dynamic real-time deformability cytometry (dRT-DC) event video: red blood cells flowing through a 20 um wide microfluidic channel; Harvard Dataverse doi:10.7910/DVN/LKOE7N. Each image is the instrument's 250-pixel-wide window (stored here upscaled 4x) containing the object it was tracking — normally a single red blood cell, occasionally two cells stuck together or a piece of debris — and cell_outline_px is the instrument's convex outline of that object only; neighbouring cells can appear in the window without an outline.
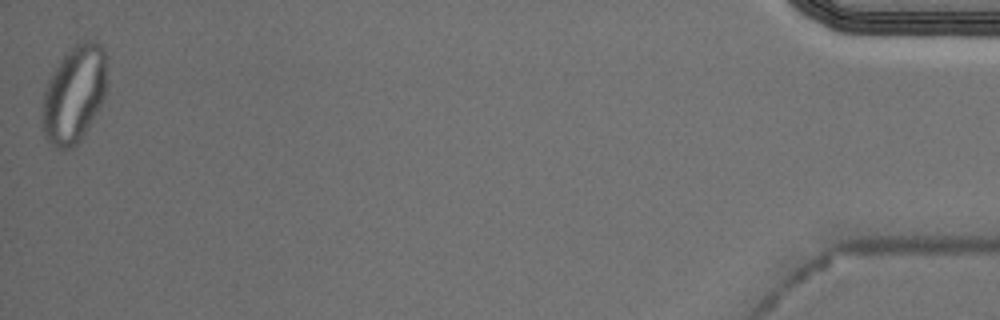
{"species": "Egyptian fruit bat (a non-hibernating species)", "species_latin": "Rousettus aegyptiacus", "temperature_condition": "cold", "stored_images_in_passage": 54, "camera_frame_rate_fps": 3000, "um_per_image_px": 0.085, "animal": {"sex": "male"}, "frame": {"image": 1, "passage_image": 54, "time_ms": 17.667, "image_size_px": [1000, 320], "cell_outline_px": [[108, 80], [104, 96], [84, 136], [76, 148], [56, 148], [44, 136], [44, 92], [48, 80], [64, 56], [76, 44], [84, 40], [88, 40], [100, 44], [104, 48]], "centroid_in_image_um": [6.35, 8.02], "position_along_channel_um": 428.9, "area_um2": 36.13}, "authors_computed_cell_mechanics": {"area_um2": 22.5709, "velocity_mm_per_s": 3.6523, "shape_relaxation_time_tau1_ms": null, "shape_relaxation_time_tau2_ms": 1.4396, "deformation_change_tau1": null, "deformation_change_tau2": 0.0406}}